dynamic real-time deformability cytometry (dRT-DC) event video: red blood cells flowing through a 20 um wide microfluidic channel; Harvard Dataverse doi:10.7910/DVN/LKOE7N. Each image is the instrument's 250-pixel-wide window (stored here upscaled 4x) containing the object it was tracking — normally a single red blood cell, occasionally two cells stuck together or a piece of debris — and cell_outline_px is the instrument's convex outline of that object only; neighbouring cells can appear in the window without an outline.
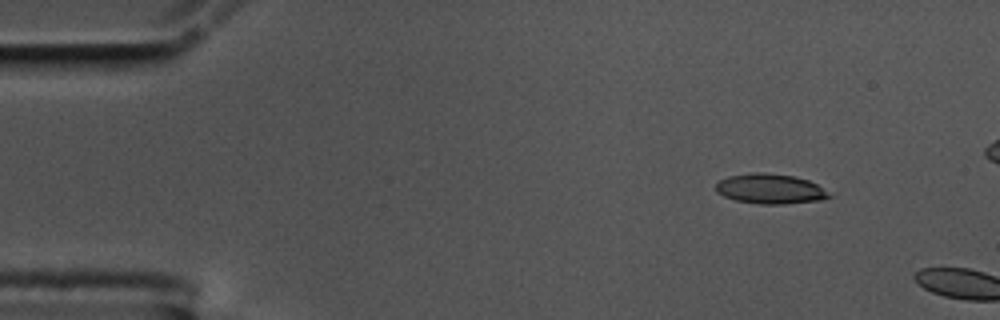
{"species": "common noctule bat (a hibernating species)", "species_latin": "Nyctalus noctula", "temperature_condition": "cold", "stored_images_in_passage": 3, "camera_frame_rate_fps": 3000, "um_per_image_px": 0.085, "animal": {"sex": "male", "body_mass_g": 17.5, "forearm_length_mm": 52.3}, "frame": {"image": 1, "passage_image": 1, "time_ms": 0.0, "image_size_px": [1000, 320], "cell_outline_px": [[832, 196], [820, 200], [784, 204], [760, 204], [736, 200], [724, 196], [716, 192], [716, 184], [720, 180], [728, 176], [752, 172], [764, 172], [792, 176], [808, 180], [816, 184]], "centroid_in_image_um": [65.43, 16.05], "position_along_channel_um": 19.6, "area_um2": 19.59}}